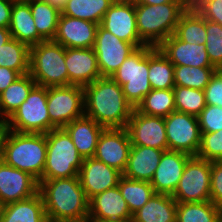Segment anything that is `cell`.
Returning a JSON list of instances; mask_svg holds the SVG:
<instances>
[{
	"instance_id": "7dc6e473",
	"label": "cell",
	"mask_w": 222,
	"mask_h": 222,
	"mask_svg": "<svg viewBox=\"0 0 222 222\" xmlns=\"http://www.w3.org/2000/svg\"><path fill=\"white\" fill-rule=\"evenodd\" d=\"M10 129L4 120H0V162L3 161L4 145Z\"/></svg>"
},
{
	"instance_id": "f6af8a7d",
	"label": "cell",
	"mask_w": 222,
	"mask_h": 222,
	"mask_svg": "<svg viewBox=\"0 0 222 222\" xmlns=\"http://www.w3.org/2000/svg\"><path fill=\"white\" fill-rule=\"evenodd\" d=\"M20 76L17 71L0 66V94Z\"/></svg>"
},
{
	"instance_id": "7bdbcfd3",
	"label": "cell",
	"mask_w": 222,
	"mask_h": 222,
	"mask_svg": "<svg viewBox=\"0 0 222 222\" xmlns=\"http://www.w3.org/2000/svg\"><path fill=\"white\" fill-rule=\"evenodd\" d=\"M210 200L222 211V160L211 162Z\"/></svg>"
},
{
	"instance_id": "74e56055",
	"label": "cell",
	"mask_w": 222,
	"mask_h": 222,
	"mask_svg": "<svg viewBox=\"0 0 222 222\" xmlns=\"http://www.w3.org/2000/svg\"><path fill=\"white\" fill-rule=\"evenodd\" d=\"M173 92L177 112L198 116L206 106L205 93L202 90L174 86Z\"/></svg>"
},
{
	"instance_id": "ba28073f",
	"label": "cell",
	"mask_w": 222,
	"mask_h": 222,
	"mask_svg": "<svg viewBox=\"0 0 222 222\" xmlns=\"http://www.w3.org/2000/svg\"><path fill=\"white\" fill-rule=\"evenodd\" d=\"M6 122L9 129L15 132L41 134L50 132L47 87L36 85Z\"/></svg>"
},
{
	"instance_id": "83f0119b",
	"label": "cell",
	"mask_w": 222,
	"mask_h": 222,
	"mask_svg": "<svg viewBox=\"0 0 222 222\" xmlns=\"http://www.w3.org/2000/svg\"><path fill=\"white\" fill-rule=\"evenodd\" d=\"M36 82L29 73L21 75L0 94V117L6 121L26 100ZM5 116V117H4Z\"/></svg>"
},
{
	"instance_id": "cb8c5ba5",
	"label": "cell",
	"mask_w": 222,
	"mask_h": 222,
	"mask_svg": "<svg viewBox=\"0 0 222 222\" xmlns=\"http://www.w3.org/2000/svg\"><path fill=\"white\" fill-rule=\"evenodd\" d=\"M83 158L94 157L98 139L105 129L95 120L83 116L75 119L63 127Z\"/></svg>"
},
{
	"instance_id": "44dd1931",
	"label": "cell",
	"mask_w": 222,
	"mask_h": 222,
	"mask_svg": "<svg viewBox=\"0 0 222 222\" xmlns=\"http://www.w3.org/2000/svg\"><path fill=\"white\" fill-rule=\"evenodd\" d=\"M173 65L214 67L206 51V45L190 44L179 40L174 34L157 47Z\"/></svg>"
},
{
	"instance_id": "f35d334b",
	"label": "cell",
	"mask_w": 222,
	"mask_h": 222,
	"mask_svg": "<svg viewBox=\"0 0 222 222\" xmlns=\"http://www.w3.org/2000/svg\"><path fill=\"white\" fill-rule=\"evenodd\" d=\"M206 51L211 64L216 68L222 64V26L206 20Z\"/></svg>"
},
{
	"instance_id": "d6986e66",
	"label": "cell",
	"mask_w": 222,
	"mask_h": 222,
	"mask_svg": "<svg viewBox=\"0 0 222 222\" xmlns=\"http://www.w3.org/2000/svg\"><path fill=\"white\" fill-rule=\"evenodd\" d=\"M191 157L183 152L165 150L150 181L154 192L172 196Z\"/></svg>"
},
{
	"instance_id": "52a82bcc",
	"label": "cell",
	"mask_w": 222,
	"mask_h": 222,
	"mask_svg": "<svg viewBox=\"0 0 222 222\" xmlns=\"http://www.w3.org/2000/svg\"><path fill=\"white\" fill-rule=\"evenodd\" d=\"M148 73L149 45H144L131 53L111 76L122 87L126 100L133 108H137L152 90Z\"/></svg>"
},
{
	"instance_id": "1f68e13d",
	"label": "cell",
	"mask_w": 222,
	"mask_h": 222,
	"mask_svg": "<svg viewBox=\"0 0 222 222\" xmlns=\"http://www.w3.org/2000/svg\"><path fill=\"white\" fill-rule=\"evenodd\" d=\"M34 24L45 40H53L57 33L61 11L43 0L29 3Z\"/></svg>"
},
{
	"instance_id": "ffe728a7",
	"label": "cell",
	"mask_w": 222,
	"mask_h": 222,
	"mask_svg": "<svg viewBox=\"0 0 222 222\" xmlns=\"http://www.w3.org/2000/svg\"><path fill=\"white\" fill-rule=\"evenodd\" d=\"M99 24L60 15L53 39L65 48H93Z\"/></svg>"
},
{
	"instance_id": "4fadbf2b",
	"label": "cell",
	"mask_w": 222,
	"mask_h": 222,
	"mask_svg": "<svg viewBox=\"0 0 222 222\" xmlns=\"http://www.w3.org/2000/svg\"><path fill=\"white\" fill-rule=\"evenodd\" d=\"M126 129L132 145L168 150L163 117L145 115L134 108Z\"/></svg>"
},
{
	"instance_id": "db71d44e",
	"label": "cell",
	"mask_w": 222,
	"mask_h": 222,
	"mask_svg": "<svg viewBox=\"0 0 222 222\" xmlns=\"http://www.w3.org/2000/svg\"><path fill=\"white\" fill-rule=\"evenodd\" d=\"M137 0H113V2H120V3H136Z\"/></svg>"
},
{
	"instance_id": "3957f363",
	"label": "cell",
	"mask_w": 222,
	"mask_h": 222,
	"mask_svg": "<svg viewBox=\"0 0 222 222\" xmlns=\"http://www.w3.org/2000/svg\"><path fill=\"white\" fill-rule=\"evenodd\" d=\"M137 30L146 44L158 47L175 33L180 16L190 6L189 2H169L162 5L134 4Z\"/></svg>"
},
{
	"instance_id": "836d02e7",
	"label": "cell",
	"mask_w": 222,
	"mask_h": 222,
	"mask_svg": "<svg viewBox=\"0 0 222 222\" xmlns=\"http://www.w3.org/2000/svg\"><path fill=\"white\" fill-rule=\"evenodd\" d=\"M118 187L132 215L155 193L150 182L129 179L123 175L118 181Z\"/></svg>"
},
{
	"instance_id": "6da1fadb",
	"label": "cell",
	"mask_w": 222,
	"mask_h": 222,
	"mask_svg": "<svg viewBox=\"0 0 222 222\" xmlns=\"http://www.w3.org/2000/svg\"><path fill=\"white\" fill-rule=\"evenodd\" d=\"M83 89L85 116L104 128H126L134 108L117 82L100 77Z\"/></svg>"
},
{
	"instance_id": "c3c4849f",
	"label": "cell",
	"mask_w": 222,
	"mask_h": 222,
	"mask_svg": "<svg viewBox=\"0 0 222 222\" xmlns=\"http://www.w3.org/2000/svg\"><path fill=\"white\" fill-rule=\"evenodd\" d=\"M169 2H188L187 0H137L134 4L162 5Z\"/></svg>"
},
{
	"instance_id": "f546056e",
	"label": "cell",
	"mask_w": 222,
	"mask_h": 222,
	"mask_svg": "<svg viewBox=\"0 0 222 222\" xmlns=\"http://www.w3.org/2000/svg\"><path fill=\"white\" fill-rule=\"evenodd\" d=\"M174 35L190 44H203L206 41V19L190 5L180 16Z\"/></svg>"
},
{
	"instance_id": "9c48e42d",
	"label": "cell",
	"mask_w": 222,
	"mask_h": 222,
	"mask_svg": "<svg viewBox=\"0 0 222 222\" xmlns=\"http://www.w3.org/2000/svg\"><path fill=\"white\" fill-rule=\"evenodd\" d=\"M50 131L63 128L84 114V89L78 85L47 88Z\"/></svg>"
},
{
	"instance_id": "ee69618b",
	"label": "cell",
	"mask_w": 222,
	"mask_h": 222,
	"mask_svg": "<svg viewBox=\"0 0 222 222\" xmlns=\"http://www.w3.org/2000/svg\"><path fill=\"white\" fill-rule=\"evenodd\" d=\"M207 105L222 107V78L215 72L204 89Z\"/></svg>"
},
{
	"instance_id": "4dcf8cb0",
	"label": "cell",
	"mask_w": 222,
	"mask_h": 222,
	"mask_svg": "<svg viewBox=\"0 0 222 222\" xmlns=\"http://www.w3.org/2000/svg\"><path fill=\"white\" fill-rule=\"evenodd\" d=\"M113 3V0H68L61 14L100 25Z\"/></svg>"
},
{
	"instance_id": "816d5d0a",
	"label": "cell",
	"mask_w": 222,
	"mask_h": 222,
	"mask_svg": "<svg viewBox=\"0 0 222 222\" xmlns=\"http://www.w3.org/2000/svg\"><path fill=\"white\" fill-rule=\"evenodd\" d=\"M84 222H121L117 219H107V220H104V219H99V218H96V217H87Z\"/></svg>"
},
{
	"instance_id": "e575fe53",
	"label": "cell",
	"mask_w": 222,
	"mask_h": 222,
	"mask_svg": "<svg viewBox=\"0 0 222 222\" xmlns=\"http://www.w3.org/2000/svg\"><path fill=\"white\" fill-rule=\"evenodd\" d=\"M136 109L145 115L165 118L176 111L173 89H152Z\"/></svg>"
},
{
	"instance_id": "d6a6232c",
	"label": "cell",
	"mask_w": 222,
	"mask_h": 222,
	"mask_svg": "<svg viewBox=\"0 0 222 222\" xmlns=\"http://www.w3.org/2000/svg\"><path fill=\"white\" fill-rule=\"evenodd\" d=\"M222 211L210 200L177 203L176 222H218Z\"/></svg>"
},
{
	"instance_id": "9f6ffc18",
	"label": "cell",
	"mask_w": 222,
	"mask_h": 222,
	"mask_svg": "<svg viewBox=\"0 0 222 222\" xmlns=\"http://www.w3.org/2000/svg\"><path fill=\"white\" fill-rule=\"evenodd\" d=\"M218 222H222V216L220 217V219L218 220Z\"/></svg>"
},
{
	"instance_id": "277c9868",
	"label": "cell",
	"mask_w": 222,
	"mask_h": 222,
	"mask_svg": "<svg viewBox=\"0 0 222 222\" xmlns=\"http://www.w3.org/2000/svg\"><path fill=\"white\" fill-rule=\"evenodd\" d=\"M47 154L46 134L9 131L3 161L11 167L42 178Z\"/></svg>"
},
{
	"instance_id": "8992f818",
	"label": "cell",
	"mask_w": 222,
	"mask_h": 222,
	"mask_svg": "<svg viewBox=\"0 0 222 222\" xmlns=\"http://www.w3.org/2000/svg\"><path fill=\"white\" fill-rule=\"evenodd\" d=\"M46 143V161L40 180L77 177L84 158L68 133L63 128L53 129L46 134Z\"/></svg>"
},
{
	"instance_id": "484cf974",
	"label": "cell",
	"mask_w": 222,
	"mask_h": 222,
	"mask_svg": "<svg viewBox=\"0 0 222 222\" xmlns=\"http://www.w3.org/2000/svg\"><path fill=\"white\" fill-rule=\"evenodd\" d=\"M9 31L12 38L29 47L45 40L37 31L29 3L13 2Z\"/></svg>"
},
{
	"instance_id": "b9f144b4",
	"label": "cell",
	"mask_w": 222,
	"mask_h": 222,
	"mask_svg": "<svg viewBox=\"0 0 222 222\" xmlns=\"http://www.w3.org/2000/svg\"><path fill=\"white\" fill-rule=\"evenodd\" d=\"M190 5L206 20L222 26V0H193Z\"/></svg>"
},
{
	"instance_id": "ac0fdd59",
	"label": "cell",
	"mask_w": 222,
	"mask_h": 222,
	"mask_svg": "<svg viewBox=\"0 0 222 222\" xmlns=\"http://www.w3.org/2000/svg\"><path fill=\"white\" fill-rule=\"evenodd\" d=\"M68 86L85 87L101 77L93 48H65Z\"/></svg>"
},
{
	"instance_id": "f5cc1de1",
	"label": "cell",
	"mask_w": 222,
	"mask_h": 222,
	"mask_svg": "<svg viewBox=\"0 0 222 222\" xmlns=\"http://www.w3.org/2000/svg\"><path fill=\"white\" fill-rule=\"evenodd\" d=\"M215 72L222 78V64L215 68Z\"/></svg>"
},
{
	"instance_id": "7c38bea8",
	"label": "cell",
	"mask_w": 222,
	"mask_h": 222,
	"mask_svg": "<svg viewBox=\"0 0 222 222\" xmlns=\"http://www.w3.org/2000/svg\"><path fill=\"white\" fill-rule=\"evenodd\" d=\"M101 77H111L137 47L98 26L93 47Z\"/></svg>"
},
{
	"instance_id": "ab89813d",
	"label": "cell",
	"mask_w": 222,
	"mask_h": 222,
	"mask_svg": "<svg viewBox=\"0 0 222 222\" xmlns=\"http://www.w3.org/2000/svg\"><path fill=\"white\" fill-rule=\"evenodd\" d=\"M196 156L211 162L222 160V129L201 133V145Z\"/></svg>"
},
{
	"instance_id": "7402d4cb",
	"label": "cell",
	"mask_w": 222,
	"mask_h": 222,
	"mask_svg": "<svg viewBox=\"0 0 222 222\" xmlns=\"http://www.w3.org/2000/svg\"><path fill=\"white\" fill-rule=\"evenodd\" d=\"M88 217L131 222L133 215L130 213L119 187L116 186L95 195L89 200Z\"/></svg>"
},
{
	"instance_id": "9a60e30c",
	"label": "cell",
	"mask_w": 222,
	"mask_h": 222,
	"mask_svg": "<svg viewBox=\"0 0 222 222\" xmlns=\"http://www.w3.org/2000/svg\"><path fill=\"white\" fill-rule=\"evenodd\" d=\"M39 192V182L31 174L0 162V206L27 199Z\"/></svg>"
},
{
	"instance_id": "5bb4252c",
	"label": "cell",
	"mask_w": 222,
	"mask_h": 222,
	"mask_svg": "<svg viewBox=\"0 0 222 222\" xmlns=\"http://www.w3.org/2000/svg\"><path fill=\"white\" fill-rule=\"evenodd\" d=\"M131 145L126 128H105L99 136L94 158L123 173Z\"/></svg>"
},
{
	"instance_id": "d4e9b609",
	"label": "cell",
	"mask_w": 222,
	"mask_h": 222,
	"mask_svg": "<svg viewBox=\"0 0 222 222\" xmlns=\"http://www.w3.org/2000/svg\"><path fill=\"white\" fill-rule=\"evenodd\" d=\"M0 222H48L40 192L1 206Z\"/></svg>"
},
{
	"instance_id": "f1b7e54d",
	"label": "cell",
	"mask_w": 222,
	"mask_h": 222,
	"mask_svg": "<svg viewBox=\"0 0 222 222\" xmlns=\"http://www.w3.org/2000/svg\"><path fill=\"white\" fill-rule=\"evenodd\" d=\"M148 79L152 89H173L174 65L157 48L149 45Z\"/></svg>"
},
{
	"instance_id": "603a6c76",
	"label": "cell",
	"mask_w": 222,
	"mask_h": 222,
	"mask_svg": "<svg viewBox=\"0 0 222 222\" xmlns=\"http://www.w3.org/2000/svg\"><path fill=\"white\" fill-rule=\"evenodd\" d=\"M164 150L131 145L128 162L122 175L126 178L150 182Z\"/></svg>"
},
{
	"instance_id": "8d00e7d4",
	"label": "cell",
	"mask_w": 222,
	"mask_h": 222,
	"mask_svg": "<svg viewBox=\"0 0 222 222\" xmlns=\"http://www.w3.org/2000/svg\"><path fill=\"white\" fill-rule=\"evenodd\" d=\"M214 74L215 67L174 65L175 86L189 87L204 91Z\"/></svg>"
},
{
	"instance_id": "7a4b0ae2",
	"label": "cell",
	"mask_w": 222,
	"mask_h": 222,
	"mask_svg": "<svg viewBox=\"0 0 222 222\" xmlns=\"http://www.w3.org/2000/svg\"><path fill=\"white\" fill-rule=\"evenodd\" d=\"M48 222H84L89 214V200L79 176L39 180Z\"/></svg>"
},
{
	"instance_id": "681fc988",
	"label": "cell",
	"mask_w": 222,
	"mask_h": 222,
	"mask_svg": "<svg viewBox=\"0 0 222 222\" xmlns=\"http://www.w3.org/2000/svg\"><path fill=\"white\" fill-rule=\"evenodd\" d=\"M11 39L12 36L9 29L0 27V48L2 45L6 44Z\"/></svg>"
},
{
	"instance_id": "8fae6325",
	"label": "cell",
	"mask_w": 222,
	"mask_h": 222,
	"mask_svg": "<svg viewBox=\"0 0 222 222\" xmlns=\"http://www.w3.org/2000/svg\"><path fill=\"white\" fill-rule=\"evenodd\" d=\"M168 150L196 156L201 145V132L197 116L171 112L164 118Z\"/></svg>"
},
{
	"instance_id": "11a10c76",
	"label": "cell",
	"mask_w": 222,
	"mask_h": 222,
	"mask_svg": "<svg viewBox=\"0 0 222 222\" xmlns=\"http://www.w3.org/2000/svg\"><path fill=\"white\" fill-rule=\"evenodd\" d=\"M15 2H21V3H30V2H34V1H37V0H13Z\"/></svg>"
},
{
	"instance_id": "4316f807",
	"label": "cell",
	"mask_w": 222,
	"mask_h": 222,
	"mask_svg": "<svg viewBox=\"0 0 222 222\" xmlns=\"http://www.w3.org/2000/svg\"><path fill=\"white\" fill-rule=\"evenodd\" d=\"M177 202L171 195L154 193L146 204L137 210L131 222H176Z\"/></svg>"
},
{
	"instance_id": "e0dca14e",
	"label": "cell",
	"mask_w": 222,
	"mask_h": 222,
	"mask_svg": "<svg viewBox=\"0 0 222 222\" xmlns=\"http://www.w3.org/2000/svg\"><path fill=\"white\" fill-rule=\"evenodd\" d=\"M78 176L81 187L87 199L90 200L95 195L118 186L122 173L104 162L90 157L83 159Z\"/></svg>"
},
{
	"instance_id": "d590c367",
	"label": "cell",
	"mask_w": 222,
	"mask_h": 222,
	"mask_svg": "<svg viewBox=\"0 0 222 222\" xmlns=\"http://www.w3.org/2000/svg\"><path fill=\"white\" fill-rule=\"evenodd\" d=\"M30 47L12 38L0 48V66L17 71L20 75L29 73Z\"/></svg>"
},
{
	"instance_id": "bcb514c9",
	"label": "cell",
	"mask_w": 222,
	"mask_h": 222,
	"mask_svg": "<svg viewBox=\"0 0 222 222\" xmlns=\"http://www.w3.org/2000/svg\"><path fill=\"white\" fill-rule=\"evenodd\" d=\"M13 2L0 0V27L9 29Z\"/></svg>"
},
{
	"instance_id": "60d3db41",
	"label": "cell",
	"mask_w": 222,
	"mask_h": 222,
	"mask_svg": "<svg viewBox=\"0 0 222 222\" xmlns=\"http://www.w3.org/2000/svg\"><path fill=\"white\" fill-rule=\"evenodd\" d=\"M197 118L201 133L217 132L222 129V107L206 104Z\"/></svg>"
},
{
	"instance_id": "f907efd6",
	"label": "cell",
	"mask_w": 222,
	"mask_h": 222,
	"mask_svg": "<svg viewBox=\"0 0 222 222\" xmlns=\"http://www.w3.org/2000/svg\"><path fill=\"white\" fill-rule=\"evenodd\" d=\"M43 1L49 3L50 5L56 7L61 11L68 0H43Z\"/></svg>"
},
{
	"instance_id": "30bf717a",
	"label": "cell",
	"mask_w": 222,
	"mask_h": 222,
	"mask_svg": "<svg viewBox=\"0 0 222 222\" xmlns=\"http://www.w3.org/2000/svg\"><path fill=\"white\" fill-rule=\"evenodd\" d=\"M211 161L192 156L172 198L177 203L210 201Z\"/></svg>"
},
{
	"instance_id": "2e32d148",
	"label": "cell",
	"mask_w": 222,
	"mask_h": 222,
	"mask_svg": "<svg viewBox=\"0 0 222 222\" xmlns=\"http://www.w3.org/2000/svg\"><path fill=\"white\" fill-rule=\"evenodd\" d=\"M134 3L114 2L105 13L100 25L119 39L137 48L146 45L139 37Z\"/></svg>"
},
{
	"instance_id": "5b68a950",
	"label": "cell",
	"mask_w": 222,
	"mask_h": 222,
	"mask_svg": "<svg viewBox=\"0 0 222 222\" xmlns=\"http://www.w3.org/2000/svg\"><path fill=\"white\" fill-rule=\"evenodd\" d=\"M29 74L38 86H68L65 47L54 40L31 46Z\"/></svg>"
}]
</instances>
